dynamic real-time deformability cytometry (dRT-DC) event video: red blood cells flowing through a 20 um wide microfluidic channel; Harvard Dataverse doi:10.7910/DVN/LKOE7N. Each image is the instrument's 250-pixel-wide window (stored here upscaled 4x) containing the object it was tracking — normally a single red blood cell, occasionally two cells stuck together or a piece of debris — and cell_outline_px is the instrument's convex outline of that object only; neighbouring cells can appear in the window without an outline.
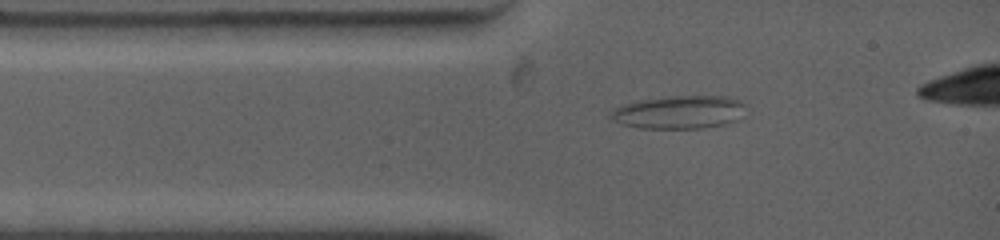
{"species": "common noctule bat (a hibernating species)", "species_latin": "Nyctalus noctula", "temperature_condition": "warm", "stored_images_in_passage": 26, "camera_frame_rate_fps": 4500, "um_per_image_px": 0.085, "animal": {"sex": "female", "body_mass_g": 19.0, "forearm_length_mm": 53.3}, "frame": {"image": 1, "passage_image": 1, "time_ms": 0.0, "image_size_px": [1000, 240], "cell_outline_px": [[744, 104], [736, 120], [728, 124], [704, 128], [640, 128], [620, 124], [612, 120], [608, 112], [620, 104], [636, 100], [660, 96], [724, 96], [744, 100]], "centroid_in_image_um": [57.64, 9.52], "position_along_channel_um": 27.4, "area_um2": 26.47}}
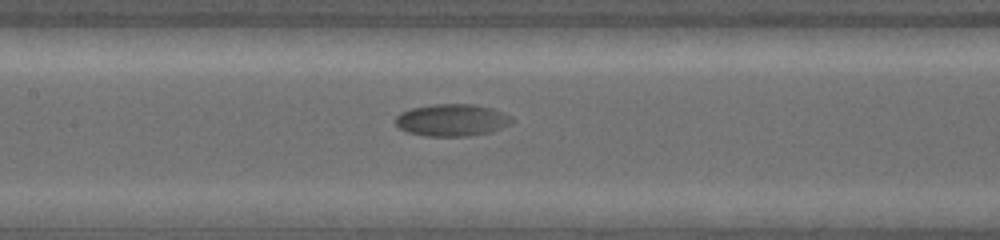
{"frame": {"image": 2, "passage_image": 8, "time_ms": 4.222, "image_size_px": [1000, 240], "cell_outline_px": [[512, 120], [508, 124], [492, 132], [468, 136], [424, 136], [408, 132], [400, 128], [396, 124], [396, 116], [400, 112], [412, 108], [436, 104], [472, 104], [492, 108], [512, 116]], "centroid_in_image_um": [38.41, 10.21], "position_along_channel_um": 169.0, "area_um2": 21.68}}
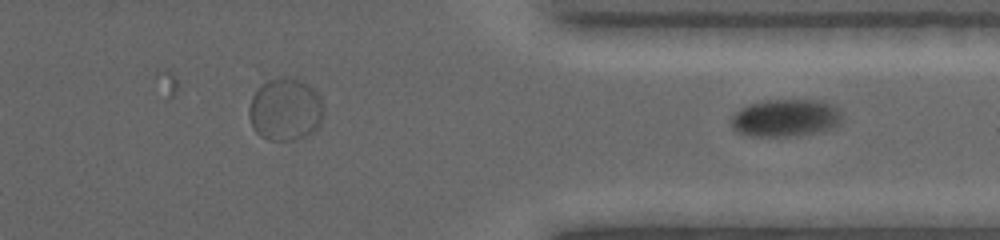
{"frame": {"image": 3, "passage_image": 26, "time_ms": 10.889, "image_size_px": [1000, 240], "cell_outline_px": [[840, 124], [824, 132], [800, 136], [748, 136], [736, 132], [732, 128], [732, 116], [740, 108], [752, 104], [768, 100], [812, 100], [828, 104], [836, 108], [840, 112]], "centroid_in_image_um": [66.76, 10.06], "position_along_channel_um": 344.6, "area_um2": 24.16}}